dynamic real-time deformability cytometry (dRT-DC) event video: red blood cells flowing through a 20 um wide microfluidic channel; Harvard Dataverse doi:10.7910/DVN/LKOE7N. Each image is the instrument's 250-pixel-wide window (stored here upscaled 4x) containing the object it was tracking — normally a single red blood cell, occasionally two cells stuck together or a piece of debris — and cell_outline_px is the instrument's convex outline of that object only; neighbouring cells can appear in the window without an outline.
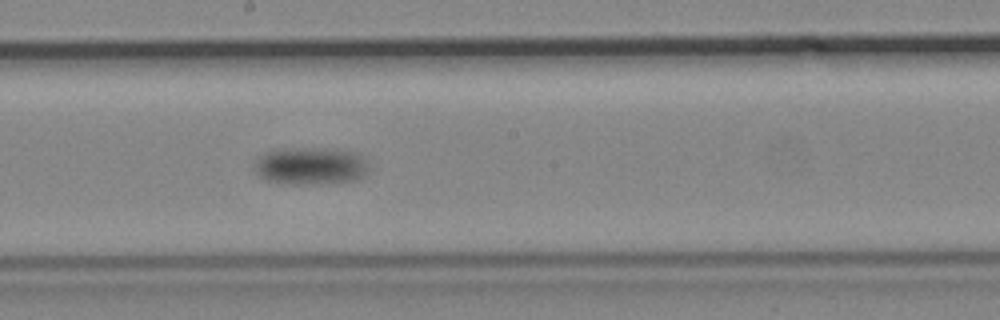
{"species": "common noctule bat (a hibernating species)", "species_latin": "Nyctalus noctula", "temperature_condition": "cold", "stored_images_in_passage": 19, "camera_frame_rate_fps": 3000, "um_per_image_px": 0.085, "animal": {"sex": "male", "body_mass_g": 19.2, "forearm_length_mm": 51.8}, "frame": {"image": 1, "passage_image": 19, "time_ms": 23.0, "image_size_px": [1000, 320], "cell_outline_px": [[368, 172], [364, 176], [356, 180], [316, 184], [288, 184], [264, 180], [252, 168], [256, 160], [264, 152], [280, 148], [328, 148], [356, 152], [364, 156], [368, 164]], "centroid_in_image_um": [26.4, 14.1], "position_along_channel_um": 221.8, "area_um2": 25.49}}